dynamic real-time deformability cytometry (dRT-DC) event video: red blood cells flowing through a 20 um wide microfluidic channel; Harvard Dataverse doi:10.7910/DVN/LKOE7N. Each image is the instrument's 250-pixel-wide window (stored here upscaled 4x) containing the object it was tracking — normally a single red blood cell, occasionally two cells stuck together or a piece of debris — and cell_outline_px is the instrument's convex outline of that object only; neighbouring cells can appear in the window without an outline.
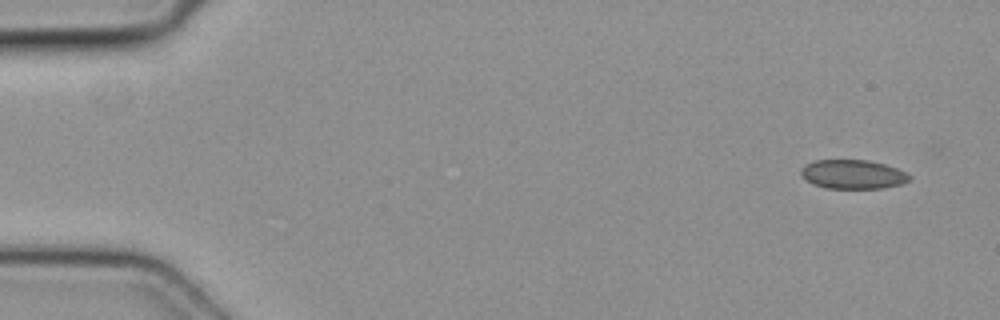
{"species": "common noctule bat (a hibernating species)", "species_latin": "Nyctalus noctula", "temperature_condition": "cold", "stored_images_in_passage": 5, "camera_frame_rate_fps": 3000, "um_per_image_px": 0.085, "animal": {"sex": "female", "body_mass_g": 19.3, "forearm_length_mm": 54.1}, "frame": {"image": 1, "passage_image": 1, "time_ms": 0.0, "image_size_px": [1000, 320], "cell_outline_px": [[912, 180], [900, 184], [884, 188], [824, 188], [812, 184], [800, 172], [800, 168], [804, 164], [816, 160], [868, 160], [884, 164], [896, 168], [912, 176]], "centroid_in_image_um": [72.49, 14.81], "position_along_channel_um": 12.5, "area_um2": 18.38}}
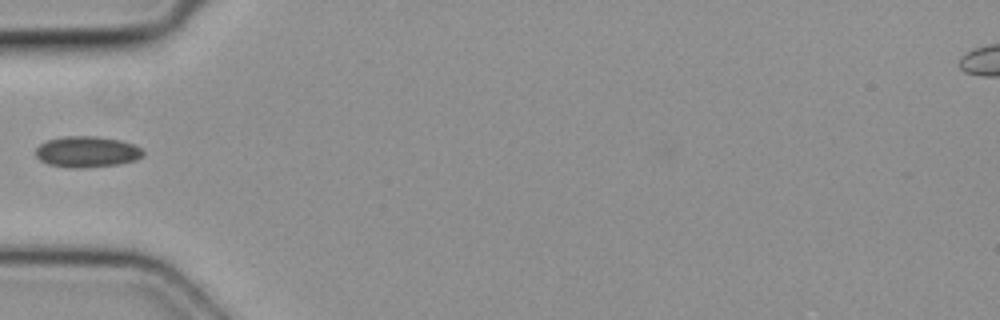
{"frame": {"image": 2, "passage_image": 4, "time_ms": 1.0, "image_size_px": [1000, 320], "cell_outline_px": [[144, 156], [136, 160], [116, 164], [84, 168], [68, 168], [48, 164], [40, 160], [36, 156], [36, 148], [40, 144], [48, 140], [64, 136], [96, 136], [120, 140], [132, 144], [140, 148], [144, 152]], "centroid_in_image_um": [7.38, 12.91], "position_along_channel_um": 77.6, "area_um2": 19.42}}
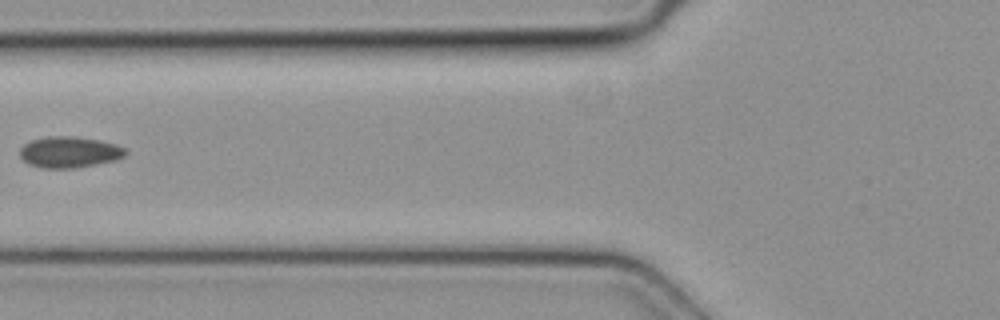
{"frame": {"image": 3, "passage_image": 5, "time_ms": 1.333, "image_size_px": [1000, 320], "cell_outline_px": [[128, 152], [124, 156], [116, 160], [76, 168], [40, 168], [28, 164], [20, 156], [20, 148], [24, 144], [32, 140], [48, 136], [72, 136], [100, 140], [116, 144], [124, 148]], "centroid_in_image_um": [5.9, 12.93], "position_along_channel_um": 119.9, "area_um2": 19.25}}